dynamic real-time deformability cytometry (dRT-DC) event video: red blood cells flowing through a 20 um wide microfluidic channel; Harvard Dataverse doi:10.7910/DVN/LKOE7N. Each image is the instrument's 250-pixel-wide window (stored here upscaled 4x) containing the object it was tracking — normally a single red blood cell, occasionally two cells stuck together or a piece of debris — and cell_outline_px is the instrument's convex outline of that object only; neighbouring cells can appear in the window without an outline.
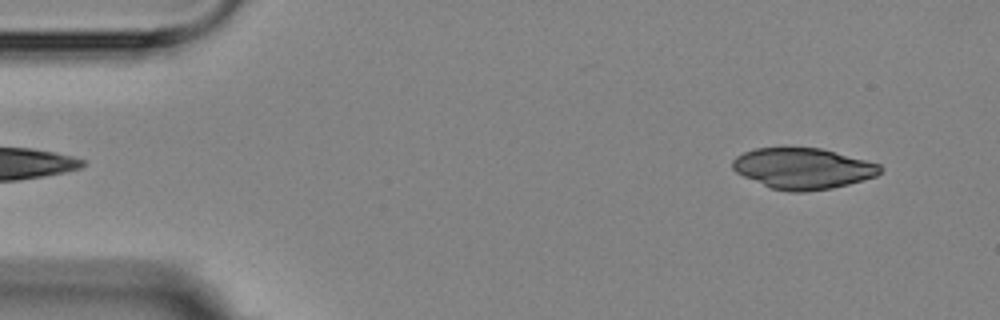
{"species": "Egyptian fruit bat (a non-hibernating species)", "species_latin": "Rousettus aegyptiacus", "temperature_condition": "room temperature", "stored_images_in_passage": 5, "camera_frame_rate_fps": 3000, "um_per_image_px": 0.085, "animal": {"sex": "female"}, "frame": {"image": 1, "passage_image": 5, "time_ms": 4.667, "image_size_px": [1000, 320], "cell_outline_px": [[884, 168], [876, 176], [848, 184], [832, 188], [804, 192], [788, 192], [772, 188], [744, 176], [736, 172], [732, 168], [732, 160], [736, 156], [744, 152], [756, 148], [820, 148], [880, 164]], "centroid_in_image_um": [68.25, 14.32], "position_along_channel_um": 16.8, "area_um2": 34.91}}